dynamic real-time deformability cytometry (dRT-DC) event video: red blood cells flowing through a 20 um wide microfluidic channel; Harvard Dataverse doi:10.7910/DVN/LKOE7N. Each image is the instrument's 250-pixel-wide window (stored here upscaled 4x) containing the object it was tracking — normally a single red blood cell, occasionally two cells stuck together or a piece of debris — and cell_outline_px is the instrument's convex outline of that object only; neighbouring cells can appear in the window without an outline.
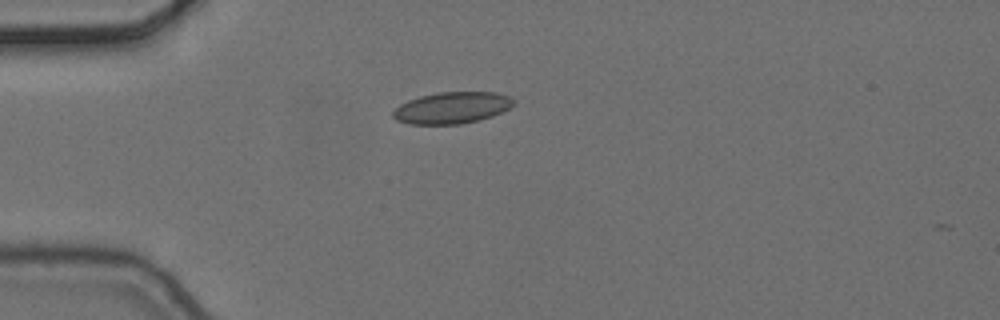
{"species": "common noctule bat (a hibernating species)", "species_latin": "Nyctalus noctula", "temperature_condition": "cold", "stored_images_in_passage": 4, "camera_frame_rate_fps": 3000, "um_per_image_px": 0.085, "animal": {"sex": "female", "body_mass_g": 24.6, "forearm_length_mm": 56.2}, "frame": {"image": 1, "passage_image": 1, "time_ms": 0.0, "image_size_px": [1000, 320], "cell_outline_px": [[516, 104], [492, 116], [480, 120], [460, 124], [408, 124], [396, 120], [392, 116], [392, 112], [400, 104], [408, 100], [420, 96], [440, 92], [496, 92], [512, 96], [516, 100]], "centroid_in_image_um": [38.44, 9.16], "position_along_channel_um": 46.6, "area_um2": 22.37}}
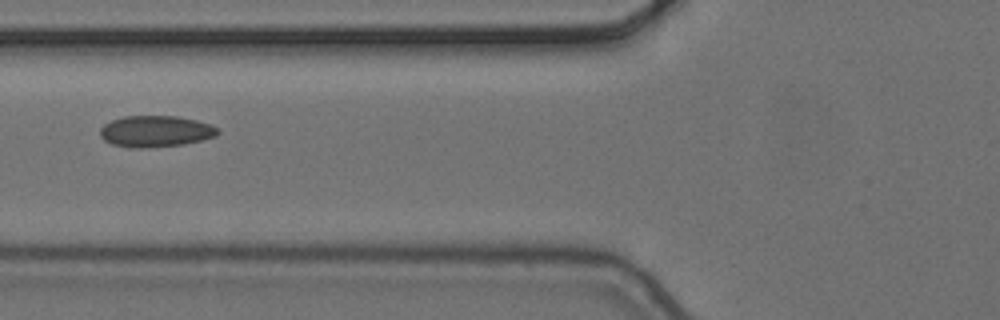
{"frame": {"image": 2, "passage_image": 3, "time_ms": 0.667, "image_size_px": [1000, 320], "cell_outline_px": [[220, 132], [216, 136], [184, 144], [148, 148], [132, 148], [112, 144], [104, 140], [100, 136], [100, 128], [104, 124], [112, 120], [124, 116], [176, 116], [196, 120], [212, 124], [220, 128]], "centroid_in_image_um": [13.24, 11.16], "position_along_channel_um": 112.6, "area_um2": 21.68}}
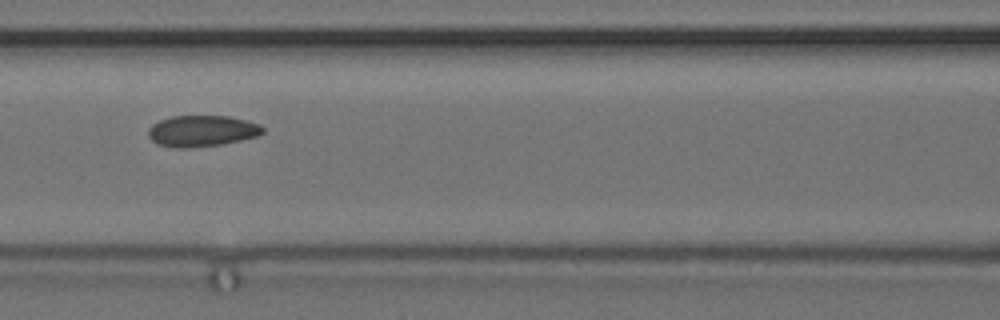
{"frame": {"image": 3, "passage_image": 4, "time_ms": 1.0, "image_size_px": [1000, 320], "cell_outline_px": [[264, 132], [256, 136], [240, 140], [220, 144], [188, 148], [176, 148], [160, 144], [152, 140], [148, 136], [148, 128], [152, 124], [160, 120], [172, 116], [228, 116], [248, 120], [260, 124], [264, 128]], "centroid_in_image_um": [17.17, 11.12], "position_along_channel_um": 149.4, "area_um2": 20.75}}